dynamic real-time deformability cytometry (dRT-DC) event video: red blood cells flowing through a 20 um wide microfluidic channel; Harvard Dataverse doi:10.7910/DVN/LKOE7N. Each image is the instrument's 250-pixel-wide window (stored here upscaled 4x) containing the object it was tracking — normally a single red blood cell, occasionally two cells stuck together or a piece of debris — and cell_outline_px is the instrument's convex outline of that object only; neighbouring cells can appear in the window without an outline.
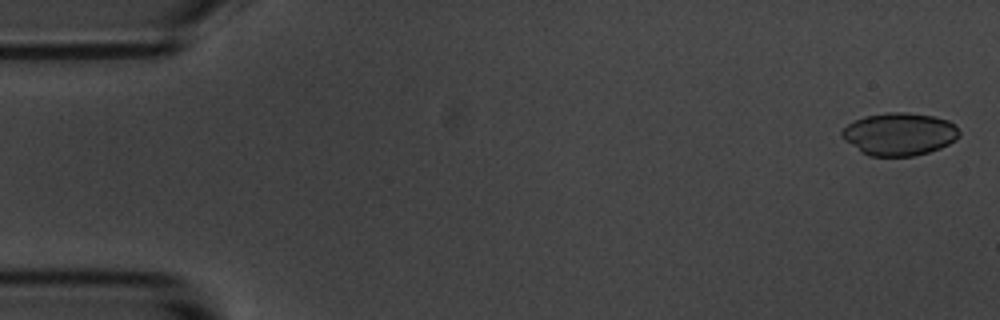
{"species": "common noctule bat (a hibernating species)", "species_latin": "Nyctalus noctula", "temperature_condition": "room temperature", "stored_images_in_passage": 3, "camera_frame_rate_fps": 3000, "um_per_image_px": 0.085, "animal": {"sex": "male", "body_mass_g": 20.1, "forearm_length_mm": 53.5}, "frame": {"image": 1, "passage_image": 1, "time_ms": 0.0, "image_size_px": [1000, 320], "cell_outline_px": [[960, 136], [956, 140], [940, 148], [916, 156], [868, 156], [860, 152], [844, 140], [840, 136], [840, 132], [848, 124], [864, 116], [888, 112], [908, 112], [932, 116], [948, 120], [960, 132]], "centroid_in_image_um": [76.42, 11.4], "position_along_channel_um": 8.6, "area_um2": 29.3}}